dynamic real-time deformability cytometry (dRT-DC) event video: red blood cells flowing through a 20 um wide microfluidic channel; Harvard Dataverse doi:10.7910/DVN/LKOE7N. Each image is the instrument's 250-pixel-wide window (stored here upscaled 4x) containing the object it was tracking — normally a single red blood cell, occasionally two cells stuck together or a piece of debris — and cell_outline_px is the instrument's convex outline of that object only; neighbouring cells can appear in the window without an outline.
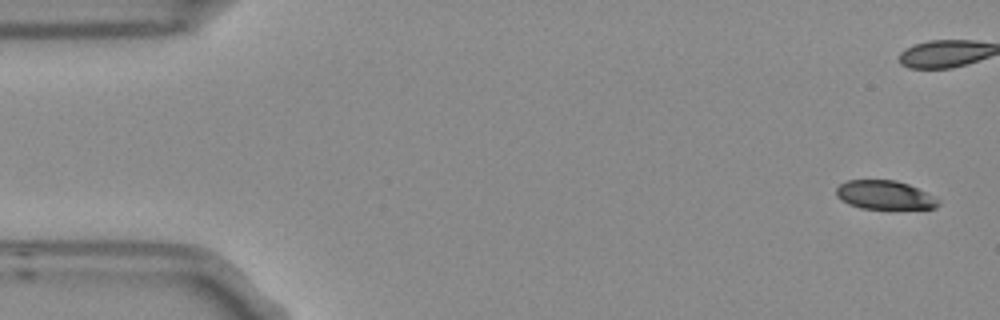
{"species": "Egyptian fruit bat (a non-hibernating species)", "species_latin": "Rousettus aegyptiacus", "temperature_condition": "room temperature", "stored_images_in_passage": 9, "camera_frame_rate_fps": 3000, "um_per_image_px": 0.085, "frame": {"image": 1, "passage_image": 1, "time_ms": 0.0, "image_size_px": [1000, 320], "cell_outline_px": [[940, 204], [936, 208], [860, 208], [848, 204], [836, 196], [836, 188], [840, 184], [848, 180], [896, 180], [908, 184], [936, 196], [940, 200]], "centroid_in_image_um": [75.21, 16.57], "position_along_channel_um": 9.8, "area_um2": 17.11}}